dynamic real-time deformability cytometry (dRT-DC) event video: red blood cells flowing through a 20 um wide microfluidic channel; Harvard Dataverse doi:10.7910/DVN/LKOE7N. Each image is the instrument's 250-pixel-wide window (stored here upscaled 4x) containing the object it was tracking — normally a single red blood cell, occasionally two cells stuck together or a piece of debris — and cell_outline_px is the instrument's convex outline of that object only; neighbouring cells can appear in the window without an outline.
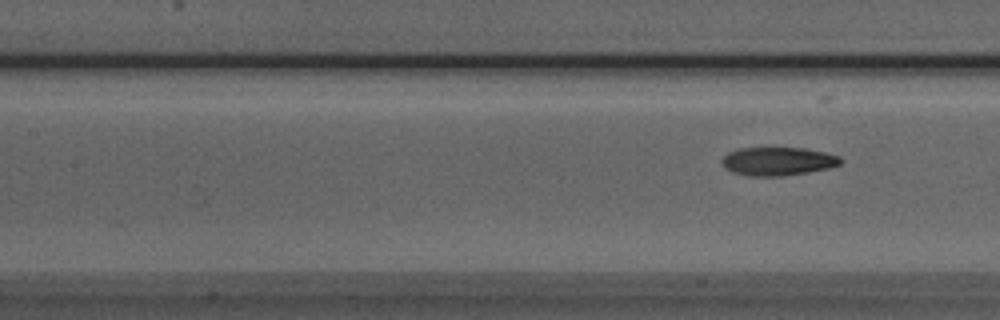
{"species": "Egyptian fruit bat (a non-hibernating species)", "species_latin": "Rousettus aegyptiacus", "temperature_condition": "room temperature", "stored_images_in_passage": 6, "camera_frame_rate_fps": 3000, "um_per_image_px": 0.085, "animal": {"sex": "male"}, "frame": {"image": 1, "passage_image": 6, "time_ms": 6.0, "image_size_px": [1000, 320], "cell_outline_px": [[844, 160], [840, 164], [832, 168], [784, 176], [748, 176], [732, 172], [724, 168], [720, 160], [728, 152], [736, 148], [804, 148], [824, 152], [840, 156]], "centroid_in_image_um": [66.12, 13.71], "position_along_channel_um": 141.3, "area_um2": 19.94}}